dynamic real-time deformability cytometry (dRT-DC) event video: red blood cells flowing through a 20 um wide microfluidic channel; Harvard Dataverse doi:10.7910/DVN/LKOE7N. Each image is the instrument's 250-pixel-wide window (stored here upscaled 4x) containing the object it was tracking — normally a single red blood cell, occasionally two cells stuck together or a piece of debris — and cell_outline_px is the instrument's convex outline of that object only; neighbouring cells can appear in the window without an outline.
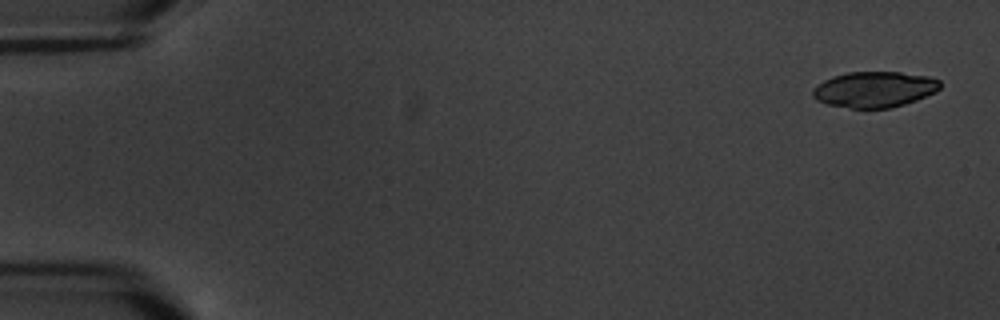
{"species": "common noctule bat (a hibernating species)", "species_latin": "Nyctalus noctula", "temperature_condition": "warm", "stored_images_in_passage": 8, "camera_frame_rate_fps": 3000, "um_per_image_px": 0.085, "animal": {"sex": "male", "body_mass_g": 20.1, "forearm_length_mm": 53.5}, "frame": {"image": 1, "passage_image": 1, "time_ms": 0.0, "image_size_px": [1000, 320], "cell_outline_px": [[940, 88], [936, 92], [916, 100], [892, 108], [852, 108], [828, 104], [816, 100], [812, 96], [812, 88], [824, 80], [832, 76], [848, 72], [900, 72], [928, 76], [940, 80]], "centroid_in_image_um": [74.32, 7.6], "position_along_channel_um": 10.7, "area_um2": 26.65}}
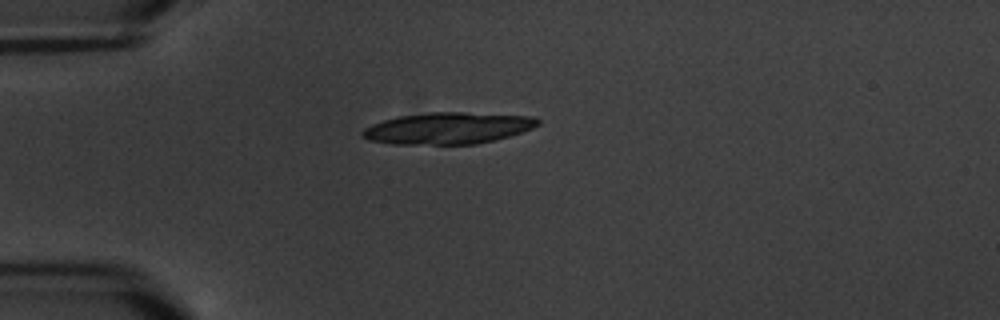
{"frame": {"image": 2, "passage_image": 5, "time_ms": 4.667, "image_size_px": [1000, 320], "cell_outline_px": [[540, 124], [532, 128], [508, 136], [476, 144], [392, 144], [368, 140], [360, 136], [360, 132], [364, 128], [372, 124], [384, 120], [400, 116], [428, 112], [464, 112], [536, 116], [540, 120]], "centroid_in_image_um": [38.06, 10.89], "position_along_channel_um": 46.9, "area_um2": 32.37}}